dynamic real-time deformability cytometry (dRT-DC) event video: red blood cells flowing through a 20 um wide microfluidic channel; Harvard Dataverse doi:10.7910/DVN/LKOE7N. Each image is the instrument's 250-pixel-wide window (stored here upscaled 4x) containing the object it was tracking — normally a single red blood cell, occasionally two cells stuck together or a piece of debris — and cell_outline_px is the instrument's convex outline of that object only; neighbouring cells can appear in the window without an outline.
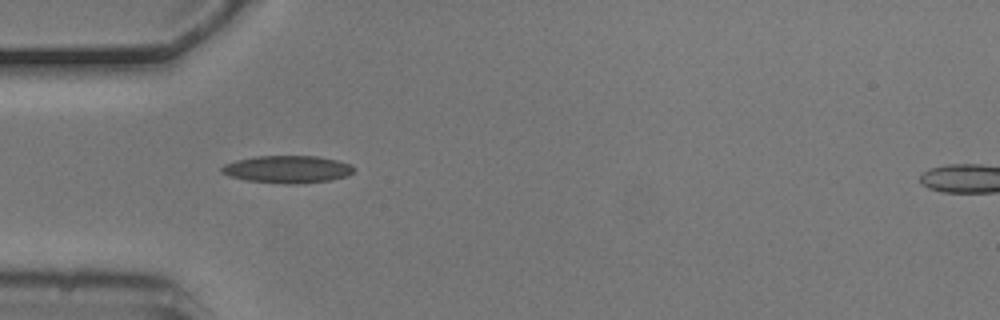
{"species": "common noctule bat (a hibernating species)", "species_latin": "Nyctalus noctula", "temperature_condition": "cold", "stored_images_in_passage": 7, "camera_frame_rate_fps": 3000, "um_per_image_px": 0.085, "animal": {"sex": "male", "body_mass_g": 20.5, "forearm_length_mm": 52.5}, "frame": {"image": 1, "passage_image": 1, "time_ms": 0.0, "image_size_px": [1000, 320], "cell_outline_px": [[356, 168], [348, 176], [328, 180], [296, 184], [284, 184], [244, 180], [228, 176], [220, 172], [220, 168], [224, 164], [236, 160], [256, 156], [316, 156], [336, 160], [352, 164]], "centroid_in_image_um": [24.4, 14.39], "position_along_channel_um": 60.6, "area_um2": 21.27}}
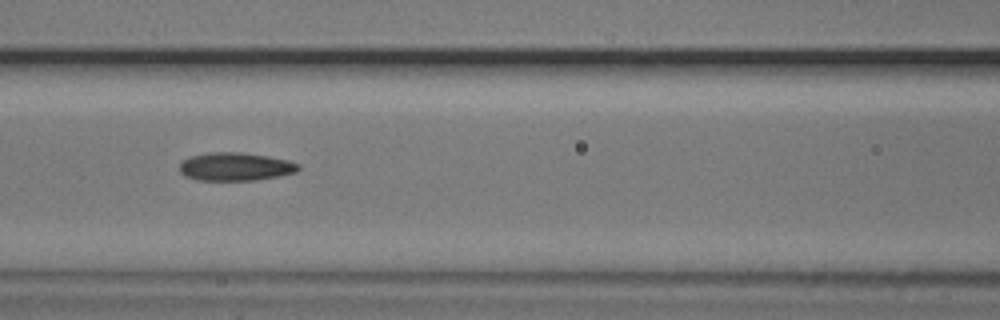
{"frame": {"image": 2, "passage_image": 3, "time_ms": 0.667, "image_size_px": [1000, 320], "cell_outline_px": [[300, 168], [296, 172], [280, 176], [256, 180], [196, 180], [184, 176], [180, 172], [180, 164], [184, 160], [192, 156], [208, 152], [244, 152], [268, 156], [288, 160], [300, 164]], "centroid_in_image_um": [20.03, 14.16], "position_along_channel_um": 146.6, "area_um2": 19.65}}
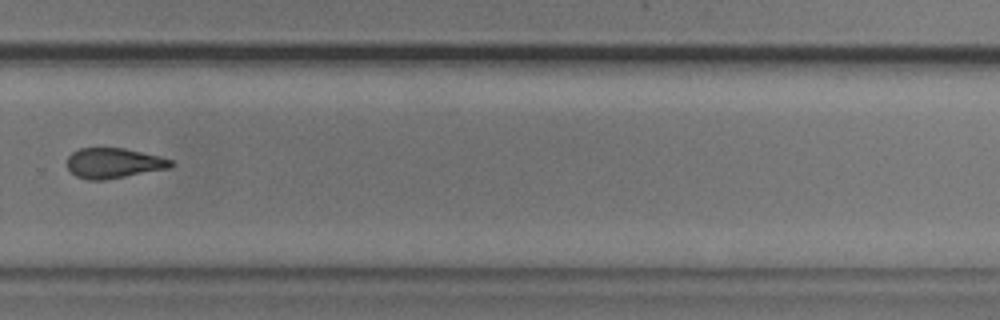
{"frame": {"image": 3, "passage_image": 7, "time_ms": 2.0, "image_size_px": [1000, 320], "cell_outline_px": [[176, 164], [168, 168], [104, 180], [88, 180], [76, 176], [68, 168], [68, 156], [72, 152], [80, 148], [124, 148], [160, 156], [172, 160]], "centroid_in_image_um": [9.67, 13.86], "position_along_channel_um": 320.1, "area_um2": 18.15}}